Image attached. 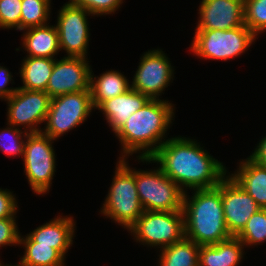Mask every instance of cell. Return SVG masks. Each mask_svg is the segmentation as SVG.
<instances>
[{
	"mask_svg": "<svg viewBox=\"0 0 266 266\" xmlns=\"http://www.w3.org/2000/svg\"><path fill=\"white\" fill-rule=\"evenodd\" d=\"M20 235L16 218H0V248L18 246Z\"/></svg>",
	"mask_w": 266,
	"mask_h": 266,
	"instance_id": "4dcf8cb0",
	"label": "cell"
},
{
	"mask_svg": "<svg viewBox=\"0 0 266 266\" xmlns=\"http://www.w3.org/2000/svg\"><path fill=\"white\" fill-rule=\"evenodd\" d=\"M12 77L9 69L0 65V99L2 101L9 98L18 89V87H8L11 82V84L14 83Z\"/></svg>",
	"mask_w": 266,
	"mask_h": 266,
	"instance_id": "d6a6232c",
	"label": "cell"
},
{
	"mask_svg": "<svg viewBox=\"0 0 266 266\" xmlns=\"http://www.w3.org/2000/svg\"><path fill=\"white\" fill-rule=\"evenodd\" d=\"M131 88L127 77L117 70H108L99 76L90 75V94L94 109L105 100L119 96Z\"/></svg>",
	"mask_w": 266,
	"mask_h": 266,
	"instance_id": "44dd1931",
	"label": "cell"
},
{
	"mask_svg": "<svg viewBox=\"0 0 266 266\" xmlns=\"http://www.w3.org/2000/svg\"><path fill=\"white\" fill-rule=\"evenodd\" d=\"M234 173L228 174L255 200L266 209V166L257 163L250 156L242 159Z\"/></svg>",
	"mask_w": 266,
	"mask_h": 266,
	"instance_id": "d6986e66",
	"label": "cell"
},
{
	"mask_svg": "<svg viewBox=\"0 0 266 266\" xmlns=\"http://www.w3.org/2000/svg\"><path fill=\"white\" fill-rule=\"evenodd\" d=\"M55 23L59 34L60 50L65 57H81L88 59L90 29L87 16H94L83 7L63 4L57 12Z\"/></svg>",
	"mask_w": 266,
	"mask_h": 266,
	"instance_id": "8fae6325",
	"label": "cell"
},
{
	"mask_svg": "<svg viewBox=\"0 0 266 266\" xmlns=\"http://www.w3.org/2000/svg\"><path fill=\"white\" fill-rule=\"evenodd\" d=\"M217 188L221 191L227 230L231 236L236 237L260 207L229 174Z\"/></svg>",
	"mask_w": 266,
	"mask_h": 266,
	"instance_id": "5bb4252c",
	"label": "cell"
},
{
	"mask_svg": "<svg viewBox=\"0 0 266 266\" xmlns=\"http://www.w3.org/2000/svg\"><path fill=\"white\" fill-rule=\"evenodd\" d=\"M174 112L175 105L169 100L150 99L133 113L114 133L121 143V155L118 159L129 158L137 153L139 155L136 158H150L167 140Z\"/></svg>",
	"mask_w": 266,
	"mask_h": 266,
	"instance_id": "7a4b0ae2",
	"label": "cell"
},
{
	"mask_svg": "<svg viewBox=\"0 0 266 266\" xmlns=\"http://www.w3.org/2000/svg\"><path fill=\"white\" fill-rule=\"evenodd\" d=\"M53 140L49 136L28 133L24 144L23 167L28 184L34 194L49 193L56 172V154Z\"/></svg>",
	"mask_w": 266,
	"mask_h": 266,
	"instance_id": "52a82bcc",
	"label": "cell"
},
{
	"mask_svg": "<svg viewBox=\"0 0 266 266\" xmlns=\"http://www.w3.org/2000/svg\"><path fill=\"white\" fill-rule=\"evenodd\" d=\"M256 39L245 24L231 30L195 29L189 47L200 59L227 61L245 53Z\"/></svg>",
	"mask_w": 266,
	"mask_h": 266,
	"instance_id": "5b68a950",
	"label": "cell"
},
{
	"mask_svg": "<svg viewBox=\"0 0 266 266\" xmlns=\"http://www.w3.org/2000/svg\"><path fill=\"white\" fill-rule=\"evenodd\" d=\"M22 60L19 74L23 85L18 88L45 92L56 58L26 56Z\"/></svg>",
	"mask_w": 266,
	"mask_h": 266,
	"instance_id": "7402d4cb",
	"label": "cell"
},
{
	"mask_svg": "<svg viewBox=\"0 0 266 266\" xmlns=\"http://www.w3.org/2000/svg\"><path fill=\"white\" fill-rule=\"evenodd\" d=\"M250 157L257 163L266 166V136L261 138L259 143H257L254 152L250 154Z\"/></svg>",
	"mask_w": 266,
	"mask_h": 266,
	"instance_id": "836d02e7",
	"label": "cell"
},
{
	"mask_svg": "<svg viewBox=\"0 0 266 266\" xmlns=\"http://www.w3.org/2000/svg\"><path fill=\"white\" fill-rule=\"evenodd\" d=\"M135 184L144 211H182L184 191L158 166L135 169Z\"/></svg>",
	"mask_w": 266,
	"mask_h": 266,
	"instance_id": "9c48e42d",
	"label": "cell"
},
{
	"mask_svg": "<svg viewBox=\"0 0 266 266\" xmlns=\"http://www.w3.org/2000/svg\"><path fill=\"white\" fill-rule=\"evenodd\" d=\"M76 222L69 216L58 215L49 222L38 226L29 234H26L33 242L45 245H52V248L58 250L64 257L68 250L73 246Z\"/></svg>",
	"mask_w": 266,
	"mask_h": 266,
	"instance_id": "2e32d148",
	"label": "cell"
},
{
	"mask_svg": "<svg viewBox=\"0 0 266 266\" xmlns=\"http://www.w3.org/2000/svg\"><path fill=\"white\" fill-rule=\"evenodd\" d=\"M124 0H69L67 3L85 8L94 16L113 15Z\"/></svg>",
	"mask_w": 266,
	"mask_h": 266,
	"instance_id": "f546056e",
	"label": "cell"
},
{
	"mask_svg": "<svg viewBox=\"0 0 266 266\" xmlns=\"http://www.w3.org/2000/svg\"><path fill=\"white\" fill-rule=\"evenodd\" d=\"M128 232L140 245L161 250L185 237L183 211H144Z\"/></svg>",
	"mask_w": 266,
	"mask_h": 266,
	"instance_id": "8992f818",
	"label": "cell"
},
{
	"mask_svg": "<svg viewBox=\"0 0 266 266\" xmlns=\"http://www.w3.org/2000/svg\"><path fill=\"white\" fill-rule=\"evenodd\" d=\"M7 126L0 129V151L10 158L24 156V144L28 135L27 131L6 124Z\"/></svg>",
	"mask_w": 266,
	"mask_h": 266,
	"instance_id": "4316f807",
	"label": "cell"
},
{
	"mask_svg": "<svg viewBox=\"0 0 266 266\" xmlns=\"http://www.w3.org/2000/svg\"><path fill=\"white\" fill-rule=\"evenodd\" d=\"M188 195L184 192L182 211L184 215L185 238L197 245H214L230 239L224 218L221 191L210 189H193Z\"/></svg>",
	"mask_w": 266,
	"mask_h": 266,
	"instance_id": "3957f363",
	"label": "cell"
},
{
	"mask_svg": "<svg viewBox=\"0 0 266 266\" xmlns=\"http://www.w3.org/2000/svg\"><path fill=\"white\" fill-rule=\"evenodd\" d=\"M51 10V0H22L20 32L48 24Z\"/></svg>",
	"mask_w": 266,
	"mask_h": 266,
	"instance_id": "d4e9b609",
	"label": "cell"
},
{
	"mask_svg": "<svg viewBox=\"0 0 266 266\" xmlns=\"http://www.w3.org/2000/svg\"><path fill=\"white\" fill-rule=\"evenodd\" d=\"M22 0H0V28L20 31Z\"/></svg>",
	"mask_w": 266,
	"mask_h": 266,
	"instance_id": "f1b7e54d",
	"label": "cell"
},
{
	"mask_svg": "<svg viewBox=\"0 0 266 266\" xmlns=\"http://www.w3.org/2000/svg\"><path fill=\"white\" fill-rule=\"evenodd\" d=\"M159 168L184 192L217 187L228 175L223 162L201 147L200 142L182 136L168 138L150 158H137Z\"/></svg>",
	"mask_w": 266,
	"mask_h": 266,
	"instance_id": "6da1fadb",
	"label": "cell"
},
{
	"mask_svg": "<svg viewBox=\"0 0 266 266\" xmlns=\"http://www.w3.org/2000/svg\"><path fill=\"white\" fill-rule=\"evenodd\" d=\"M95 111L90 91H79L51 98L42 133L53 140L85 123Z\"/></svg>",
	"mask_w": 266,
	"mask_h": 266,
	"instance_id": "ba28073f",
	"label": "cell"
},
{
	"mask_svg": "<svg viewBox=\"0 0 266 266\" xmlns=\"http://www.w3.org/2000/svg\"><path fill=\"white\" fill-rule=\"evenodd\" d=\"M245 245L232 236L214 245H202L199 249V266H239L244 258Z\"/></svg>",
	"mask_w": 266,
	"mask_h": 266,
	"instance_id": "ffe728a7",
	"label": "cell"
},
{
	"mask_svg": "<svg viewBox=\"0 0 266 266\" xmlns=\"http://www.w3.org/2000/svg\"><path fill=\"white\" fill-rule=\"evenodd\" d=\"M15 194L9 189L0 188V218H16L18 202Z\"/></svg>",
	"mask_w": 266,
	"mask_h": 266,
	"instance_id": "1f68e13d",
	"label": "cell"
},
{
	"mask_svg": "<svg viewBox=\"0 0 266 266\" xmlns=\"http://www.w3.org/2000/svg\"><path fill=\"white\" fill-rule=\"evenodd\" d=\"M1 260V259H0ZM0 266H20L18 263H16V265L15 264H4V262H2V261H0Z\"/></svg>",
	"mask_w": 266,
	"mask_h": 266,
	"instance_id": "e575fe53",
	"label": "cell"
},
{
	"mask_svg": "<svg viewBox=\"0 0 266 266\" xmlns=\"http://www.w3.org/2000/svg\"><path fill=\"white\" fill-rule=\"evenodd\" d=\"M127 160L128 158L117 160L112 183L100 213L128 231L144 209L135 184V168H131Z\"/></svg>",
	"mask_w": 266,
	"mask_h": 266,
	"instance_id": "277c9868",
	"label": "cell"
},
{
	"mask_svg": "<svg viewBox=\"0 0 266 266\" xmlns=\"http://www.w3.org/2000/svg\"><path fill=\"white\" fill-rule=\"evenodd\" d=\"M21 45L26 56L57 58L59 54V34L56 25L46 24L23 30Z\"/></svg>",
	"mask_w": 266,
	"mask_h": 266,
	"instance_id": "ac0fdd59",
	"label": "cell"
},
{
	"mask_svg": "<svg viewBox=\"0 0 266 266\" xmlns=\"http://www.w3.org/2000/svg\"><path fill=\"white\" fill-rule=\"evenodd\" d=\"M244 24L256 36L266 31V0H244Z\"/></svg>",
	"mask_w": 266,
	"mask_h": 266,
	"instance_id": "83f0119b",
	"label": "cell"
},
{
	"mask_svg": "<svg viewBox=\"0 0 266 266\" xmlns=\"http://www.w3.org/2000/svg\"><path fill=\"white\" fill-rule=\"evenodd\" d=\"M195 29L231 30L244 24V0H202Z\"/></svg>",
	"mask_w": 266,
	"mask_h": 266,
	"instance_id": "9a60e30c",
	"label": "cell"
},
{
	"mask_svg": "<svg viewBox=\"0 0 266 266\" xmlns=\"http://www.w3.org/2000/svg\"><path fill=\"white\" fill-rule=\"evenodd\" d=\"M236 237L245 245V248L263 245L266 242V209L260 208L254 213Z\"/></svg>",
	"mask_w": 266,
	"mask_h": 266,
	"instance_id": "484cf974",
	"label": "cell"
},
{
	"mask_svg": "<svg viewBox=\"0 0 266 266\" xmlns=\"http://www.w3.org/2000/svg\"><path fill=\"white\" fill-rule=\"evenodd\" d=\"M89 59L62 57L55 60L46 93L51 97L79 91H90L91 65Z\"/></svg>",
	"mask_w": 266,
	"mask_h": 266,
	"instance_id": "4fadbf2b",
	"label": "cell"
},
{
	"mask_svg": "<svg viewBox=\"0 0 266 266\" xmlns=\"http://www.w3.org/2000/svg\"><path fill=\"white\" fill-rule=\"evenodd\" d=\"M163 49H150L141 57L138 68L130 81L131 88L147 96L159 100L165 88L174 80V66Z\"/></svg>",
	"mask_w": 266,
	"mask_h": 266,
	"instance_id": "30bf717a",
	"label": "cell"
},
{
	"mask_svg": "<svg viewBox=\"0 0 266 266\" xmlns=\"http://www.w3.org/2000/svg\"><path fill=\"white\" fill-rule=\"evenodd\" d=\"M150 99L144 94L130 88L119 96L103 101L96 109L101 111L111 128L116 132L138 109Z\"/></svg>",
	"mask_w": 266,
	"mask_h": 266,
	"instance_id": "e0dca14e",
	"label": "cell"
},
{
	"mask_svg": "<svg viewBox=\"0 0 266 266\" xmlns=\"http://www.w3.org/2000/svg\"><path fill=\"white\" fill-rule=\"evenodd\" d=\"M5 101L8 106L6 124L24 128L28 133L42 131L40 125L45 123L51 101L46 92L18 88L9 98L4 99Z\"/></svg>",
	"mask_w": 266,
	"mask_h": 266,
	"instance_id": "7c38bea8",
	"label": "cell"
},
{
	"mask_svg": "<svg viewBox=\"0 0 266 266\" xmlns=\"http://www.w3.org/2000/svg\"><path fill=\"white\" fill-rule=\"evenodd\" d=\"M18 246L25 249L18 262L20 266H66V257L52 248V245L33 242L28 236L21 234Z\"/></svg>",
	"mask_w": 266,
	"mask_h": 266,
	"instance_id": "603a6c76",
	"label": "cell"
},
{
	"mask_svg": "<svg viewBox=\"0 0 266 266\" xmlns=\"http://www.w3.org/2000/svg\"><path fill=\"white\" fill-rule=\"evenodd\" d=\"M200 246L185 237L159 250L158 266H199Z\"/></svg>",
	"mask_w": 266,
	"mask_h": 266,
	"instance_id": "cb8c5ba5",
	"label": "cell"
}]
</instances>
